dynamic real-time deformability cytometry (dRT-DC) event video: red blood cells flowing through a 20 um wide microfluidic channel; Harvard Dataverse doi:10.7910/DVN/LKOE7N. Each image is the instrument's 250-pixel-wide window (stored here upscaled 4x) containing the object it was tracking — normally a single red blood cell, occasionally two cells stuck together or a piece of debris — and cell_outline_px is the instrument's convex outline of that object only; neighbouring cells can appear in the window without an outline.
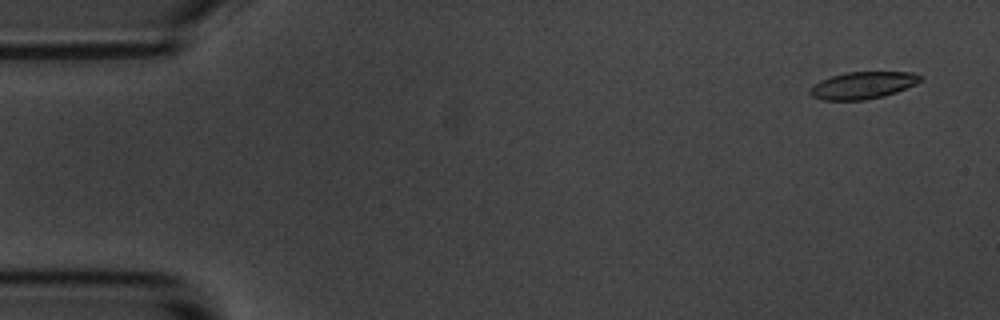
{"species": "common noctule bat (a hibernating species)", "species_latin": "Nyctalus noctula", "temperature_condition": "room temperature", "stored_images_in_passage": 57, "camera_frame_rate_fps": 3000, "um_per_image_px": 0.085, "animal": {"sex": "male", "body_mass_g": 20.1, "forearm_length_mm": 53.5}, "frame": {"image": 1, "passage_image": 3, "time_ms": 0.667, "image_size_px": [1000, 320], "cell_outline_px": [[920, 80], [916, 84], [896, 92], [884, 96], [864, 100], [824, 100], [812, 96], [808, 92], [820, 80], [832, 76], [848, 72], [912, 72], [920, 76]], "centroid_in_image_um": [73.34, 7.25], "position_along_channel_um": 11.7, "area_um2": 17.17}}
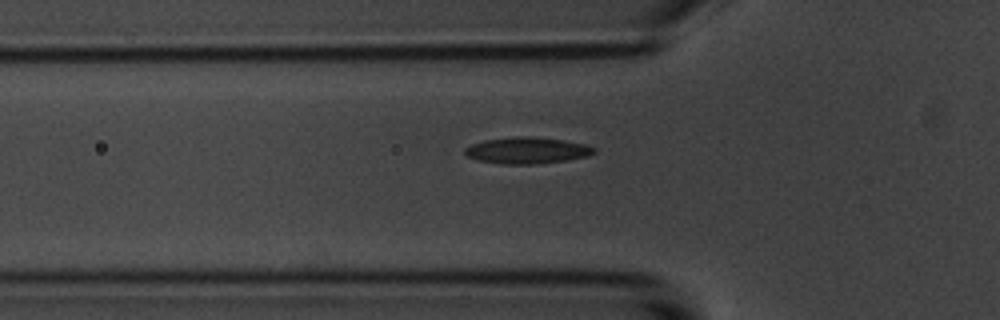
{"frame": {"image": 2, "passage_image": 19, "time_ms": 6.0, "image_size_px": [1000, 320], "cell_outline_px": [[596, 152], [588, 156], [564, 160], [536, 164], [504, 164], [476, 160], [468, 156], [464, 152], [464, 148], [472, 144], [484, 140], [516, 136], [528, 136], [564, 140], [584, 144], [596, 148]], "centroid_in_image_um": [44.79, 12.78], "position_along_channel_um": 81.0, "area_um2": 19.83}}
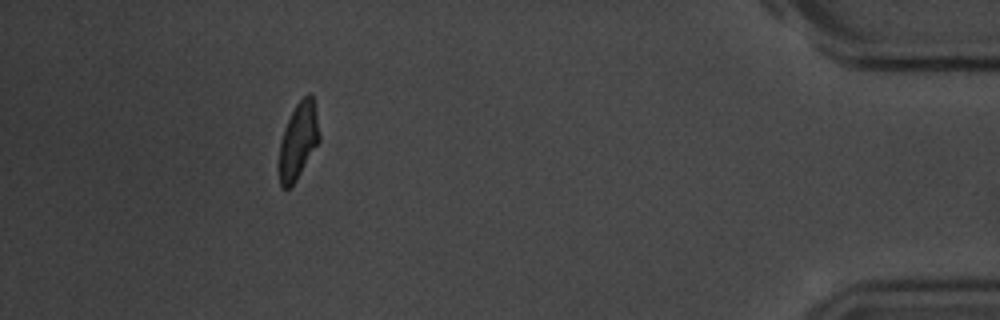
{"frame": {"image": 3, "passage_image": 52, "time_ms": 17.0, "image_size_px": [1000, 320], "cell_outline_px": [[320, 140], [296, 180], [288, 188], [280, 188], [280, 140], [284, 128], [296, 104], [308, 92], [312, 96], [316, 112], [320, 136]], "centroid_in_image_um": [25.36, 11.95], "position_along_channel_um": 409.8, "area_um2": 17.51}, "authors_computed_cell_mechanics": {"area_um2": 18.8428, "velocity_mm_per_s": 3.5062, "shape_relaxation_time_tau1_ms": 4.3748, "shape_relaxation_time_tau2_ms": 1.8836, "deformation_change_tau1": 0.1548, "deformation_change_tau2": 0.0715}}